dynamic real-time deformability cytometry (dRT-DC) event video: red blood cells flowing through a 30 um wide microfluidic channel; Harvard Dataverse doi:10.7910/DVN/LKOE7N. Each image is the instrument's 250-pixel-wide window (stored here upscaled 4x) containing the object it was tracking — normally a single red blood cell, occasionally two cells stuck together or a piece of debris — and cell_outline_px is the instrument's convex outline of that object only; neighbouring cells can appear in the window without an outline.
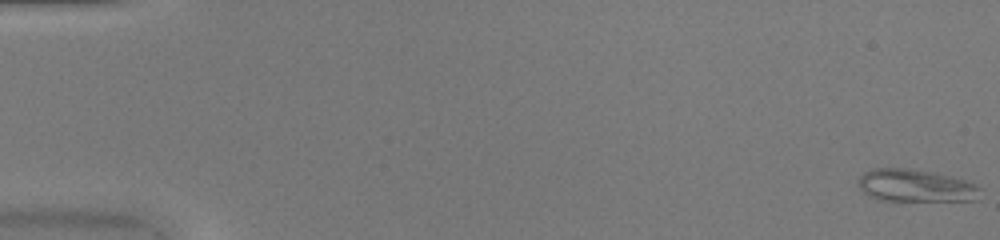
{"species": "common noctule bat (a hibernating species)", "species_latin": "Nyctalus noctula", "temperature_condition": "warm", "stored_images_in_passage": 50, "camera_frame_rate_fps": 3000, "um_per_image_px": 0.085, "animal": {"sex": "female", "body_mass_g": 20.0, "forearm_length_mm": 54.0}, "frame": {"image": 1, "passage_image": 1, "time_ms": 0.0, "image_size_px": [1000, 240], "cell_outline_px": [[980, 200], [880, 200], [868, 196], [860, 188], [860, 176], [864, 172], [876, 168], [908, 168], [948, 176], [964, 180], [976, 184], [980, 188]], "centroid_in_image_um": [77.84, 15.79], "position_along_channel_um": 7.2, "area_um2": 22.72}}
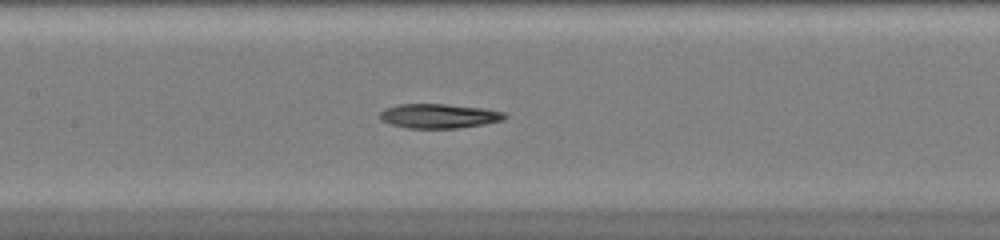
{"frame": {"image": 2, "passage_image": 25, "time_ms": 8.0, "image_size_px": [1000, 240], "cell_outline_px": [[508, 116], [504, 120], [484, 124], [456, 128], [408, 128], [388, 124], [380, 120], [380, 112], [384, 108], [400, 104], [444, 104], [484, 108], [504, 112]], "centroid_in_image_um": [37.29, 9.86], "position_along_channel_um": 170.1, "area_um2": 17.86}}
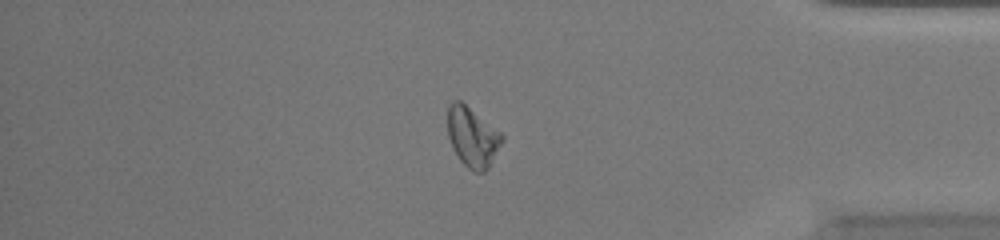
{"frame": {"image": 3, "passage_image": 43, "time_ms": 14.0, "image_size_px": [1000, 240], "cell_outline_px": [[504, 140], [488, 168], [484, 172], [472, 172], [460, 160], [452, 148], [448, 136], [448, 104], [452, 100], [460, 100], [500, 132], [504, 136]], "centroid_in_image_um": [40.15, 11.65], "position_along_channel_um": 395.1, "area_um2": 18.9}}